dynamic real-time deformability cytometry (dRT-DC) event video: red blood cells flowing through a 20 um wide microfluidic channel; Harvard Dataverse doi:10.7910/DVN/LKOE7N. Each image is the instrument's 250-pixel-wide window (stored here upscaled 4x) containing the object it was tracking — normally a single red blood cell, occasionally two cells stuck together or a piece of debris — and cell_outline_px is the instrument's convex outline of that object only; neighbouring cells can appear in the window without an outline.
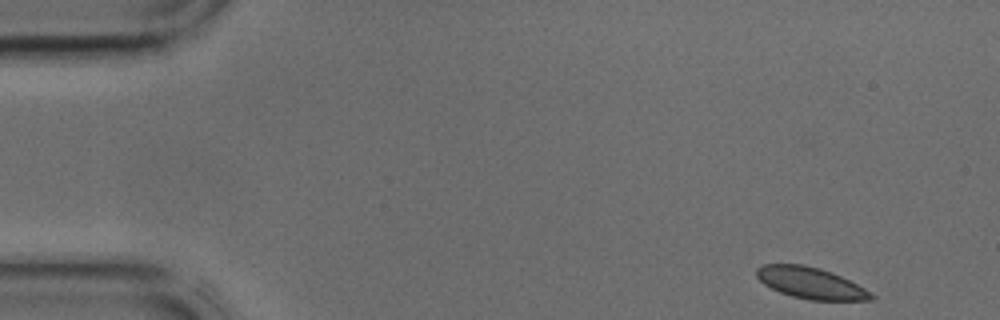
{"species": "common noctule bat (a hibernating species)", "species_latin": "Nyctalus noctula", "temperature_condition": "cold", "stored_images_in_passage": 41, "camera_frame_rate_fps": 3000, "um_per_image_px": 0.085, "animal": {"sex": "male", "body_mass_g": 17.9, "forearm_length_mm": 54.2}, "frame": {"image": 1, "passage_image": 1, "time_ms": 0.0, "image_size_px": [1000, 320], "cell_outline_px": [[876, 296], [872, 300], [808, 300], [792, 296], [780, 292], [764, 284], [756, 276], [756, 268], [764, 264], [804, 264], [820, 268], [832, 272], [872, 292]], "centroid_in_image_um": [68.91, 24.05], "position_along_channel_um": 16.1, "area_um2": 20.92}}
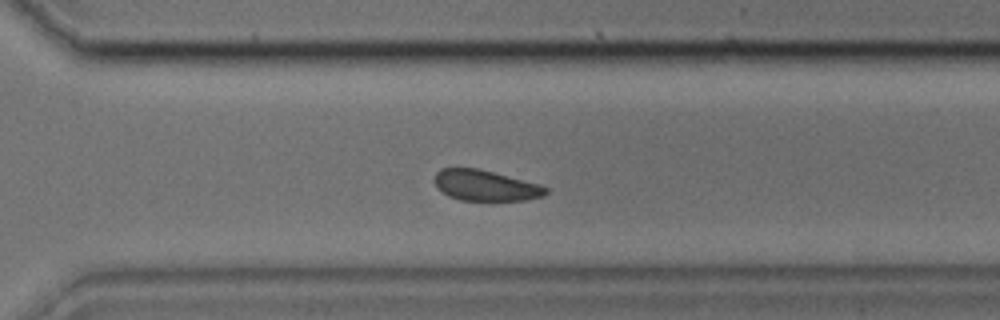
{"frame": {"image": 2, "passage_image": 28, "time_ms": 9.0, "image_size_px": [1000, 320], "cell_outline_px": [[548, 192], [544, 196], [528, 200], [460, 200], [448, 196], [436, 188], [436, 172], [440, 168], [476, 168], [540, 184], [548, 188]], "centroid_in_image_um": [41.27, 15.77], "position_along_channel_um": 329.3, "area_um2": 19.83}}
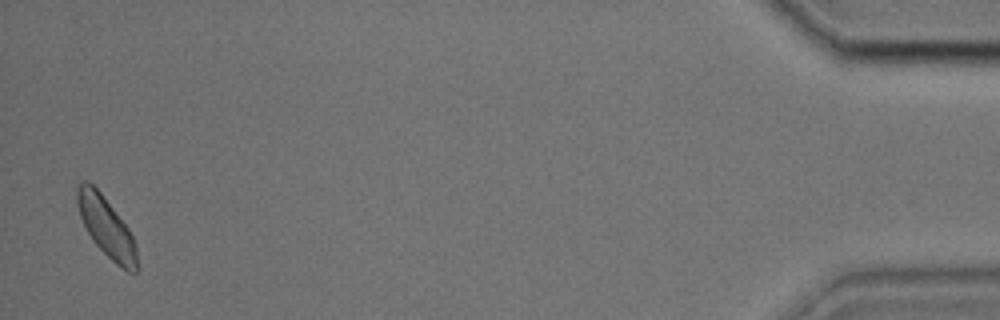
{"frame": {"image": 3, "passage_image": 40, "time_ms": 13.0, "image_size_px": [1000, 320], "cell_outline_px": [[136, 272], [128, 272], [116, 264], [92, 240], [80, 216], [76, 204], [76, 188], [84, 180], [88, 180], [100, 192], [128, 228], [136, 244]], "centroid_in_image_um": [9.01, 19.27], "position_along_channel_um": 426.2, "area_um2": 20.4}}